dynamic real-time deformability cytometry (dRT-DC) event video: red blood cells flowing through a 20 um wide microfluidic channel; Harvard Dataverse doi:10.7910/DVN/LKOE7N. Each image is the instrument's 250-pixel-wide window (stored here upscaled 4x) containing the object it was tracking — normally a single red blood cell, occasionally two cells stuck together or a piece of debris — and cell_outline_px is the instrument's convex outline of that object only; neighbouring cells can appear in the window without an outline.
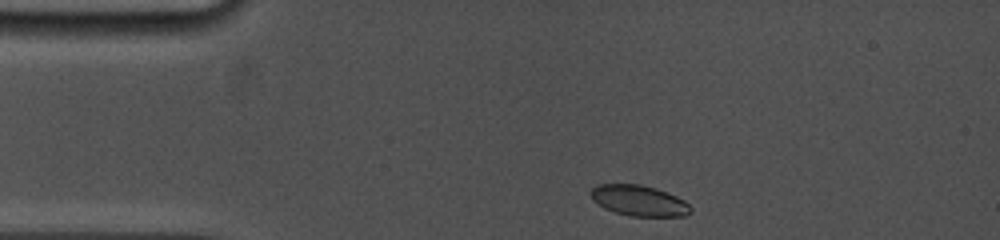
{"species": "common noctule bat (a hibernating species)", "species_latin": "Nyctalus noctula", "temperature_condition": "cold", "stored_images_in_passage": 14, "camera_frame_rate_fps": 5000, "um_per_image_px": 0.085, "animal": {"sex": "female", "body_mass_g": 19.0, "forearm_length_mm": 53.3}, "frame": {"image": 1, "passage_image": 1, "time_ms": 0.0, "image_size_px": [1000, 240], "cell_outline_px": [[692, 212], [684, 216], [632, 216], [616, 212], [604, 208], [592, 200], [588, 192], [596, 184], [640, 184], [656, 188], [676, 196], [684, 200], [692, 208]], "centroid_in_image_um": [54.29, 17.04], "position_along_channel_um": 30.7, "area_um2": 17.98}}
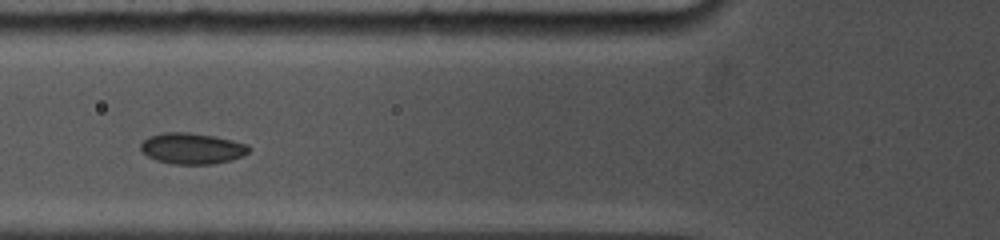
{"frame": {"image": 2, "passage_image": 7, "time_ms": 3.2, "image_size_px": [1000, 240], "cell_outline_px": [[248, 152], [244, 156], [232, 160], [212, 164], [172, 164], [156, 160], [148, 156], [140, 148], [140, 144], [148, 136], [164, 132], [188, 132], [212, 136], [232, 140], [248, 144]], "centroid_in_image_um": [16.32, 12.62], "position_along_channel_um": 109.5, "area_um2": 19.54}}
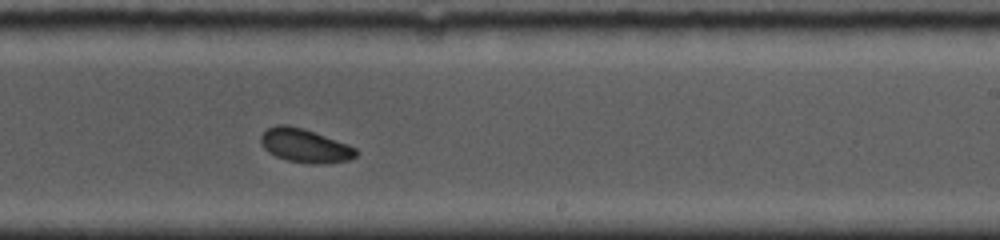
{"frame": {"image": 3, "passage_image": 14, "time_ms": 7.2, "image_size_px": [1000, 240], "cell_outline_px": [[356, 156], [348, 160], [316, 164], [308, 164], [284, 160], [268, 152], [264, 148], [260, 140], [260, 136], [268, 128], [276, 124], [288, 124], [304, 128], [348, 144], [356, 148]], "centroid_in_image_um": [25.88, 12.37], "position_along_channel_um": 263.1, "area_um2": 18.79}}